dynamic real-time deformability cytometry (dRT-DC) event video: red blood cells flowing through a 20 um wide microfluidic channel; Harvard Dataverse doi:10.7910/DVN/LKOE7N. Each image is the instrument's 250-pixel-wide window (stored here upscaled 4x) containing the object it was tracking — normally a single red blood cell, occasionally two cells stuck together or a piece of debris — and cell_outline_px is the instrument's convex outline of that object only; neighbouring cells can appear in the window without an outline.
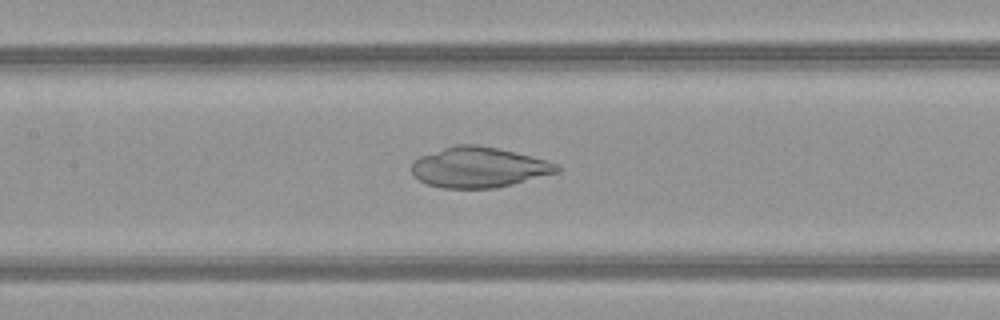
{"species": "common noctule bat (a hibernating species)", "species_latin": "Nyctalus noctula", "temperature_condition": "warm", "stored_images_in_passage": 41, "camera_frame_rate_fps": 3000, "um_per_image_px": 0.085, "animal": {"sex": "female", "body_mass_g": 21.9}, "frame": {"image": 1, "passage_image": 14, "time_ms": 4.333, "image_size_px": [1000, 320], "cell_outline_px": [[564, 168], [560, 172], [496, 188], [440, 188], [428, 184], [412, 176], [412, 164], [420, 156], [456, 144], [476, 144], [496, 148], [560, 164]], "centroid_in_image_um": [40.71, 14.23], "position_along_channel_um": 166.7, "area_um2": 34.04}}
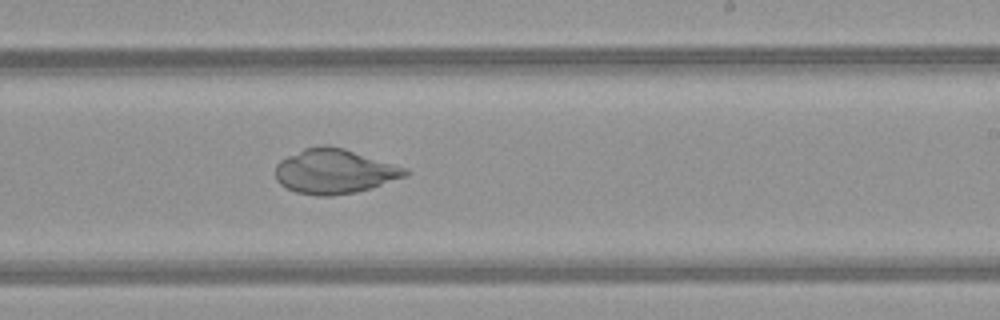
{"frame": {"image": 2, "passage_image": 21, "time_ms": 6.667, "image_size_px": [1000, 320], "cell_outline_px": [[408, 176], [372, 188], [356, 192], [332, 196], [316, 196], [296, 192], [280, 184], [276, 180], [276, 164], [280, 160], [304, 148], [324, 144], [328, 144], [344, 148], [408, 168]], "centroid_in_image_um": [28.45, 14.56], "position_along_channel_um": 260.6, "area_um2": 34.04}}
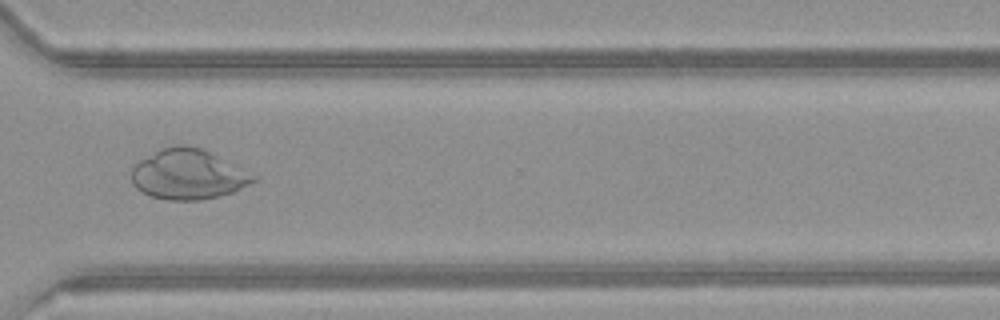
{"frame": {"image": 3, "passage_image": 28, "time_ms": 9.0, "image_size_px": [1000, 320], "cell_outline_px": [[260, 180], [232, 192], [220, 196], [200, 200], [168, 200], [152, 196], [136, 188], [132, 184], [132, 168], [140, 160], [160, 148], [176, 144], [184, 144], [200, 148], [260, 176]], "centroid_in_image_um": [16.03, 14.82], "position_along_channel_um": 354.6, "area_um2": 35.72}}